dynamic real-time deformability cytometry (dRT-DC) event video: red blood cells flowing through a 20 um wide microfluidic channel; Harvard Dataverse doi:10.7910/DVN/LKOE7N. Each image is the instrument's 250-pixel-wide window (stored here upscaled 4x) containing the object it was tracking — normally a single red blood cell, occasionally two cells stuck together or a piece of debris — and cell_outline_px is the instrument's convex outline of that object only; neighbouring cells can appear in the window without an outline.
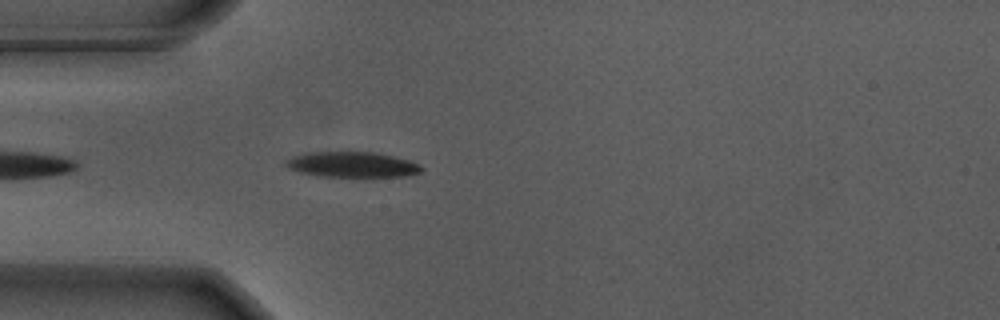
{"species": "Egyptian fruit bat (a non-hibernating species)", "species_latin": "Rousettus aegyptiacus", "temperature_condition": "warm", "stored_images_in_passage": 35, "camera_frame_rate_fps": 3000, "um_per_image_px": 0.085, "animal": {"sex": "male"}, "frame": {"image": 1, "passage_image": 4, "time_ms": 1.0, "image_size_px": [1000, 320], "cell_outline_px": [[424, 168], [420, 172], [404, 176], [320, 176], [300, 172], [288, 168], [284, 164], [284, 160], [292, 156], [304, 152], [372, 152], [392, 156], [408, 160]], "centroid_in_image_um": [29.85, 13.98], "position_along_channel_um": 55.2, "area_um2": 19.88}}
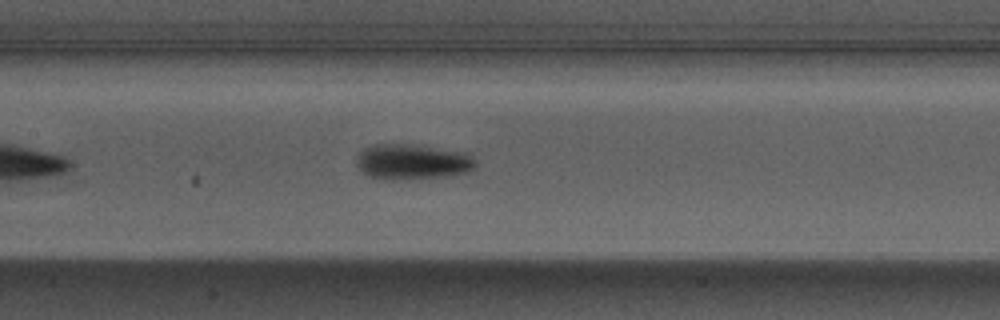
{"frame": {"image": 2, "passage_image": 14, "time_ms": 4.333, "image_size_px": [1000, 320], "cell_outline_px": [[476, 164], [468, 172], [444, 176], [396, 180], [380, 180], [368, 176], [356, 164], [356, 160], [360, 152], [364, 148], [376, 144], [400, 144], [460, 152], [476, 160]], "centroid_in_image_um": [34.96, 13.78], "position_along_channel_um": 172.4, "area_um2": 23.93}}
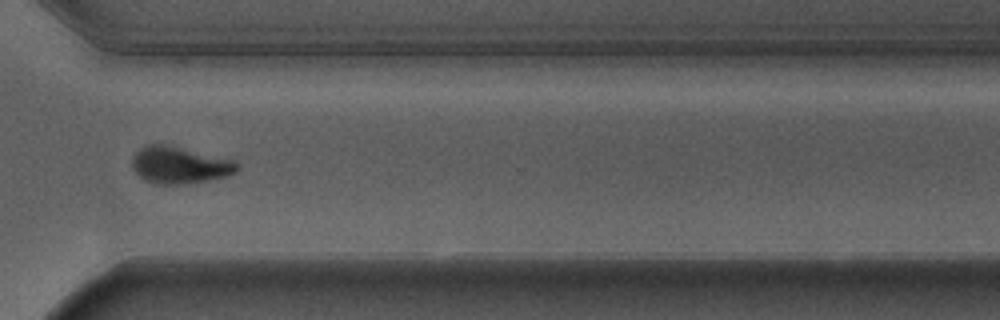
{"frame": {"image": 3, "passage_image": 29, "time_ms": 9.333, "image_size_px": [1000, 320], "cell_outline_px": [[240, 168], [236, 172], [228, 176], [208, 180], [184, 184], [156, 184], [144, 180], [132, 168], [132, 156], [140, 148], [148, 144], [164, 144], [232, 160]], "centroid_in_image_um": [15.23, 14.05], "position_along_channel_um": 355.4, "area_um2": 22.31}, "authors_computed_cell_mechanics": {"area_um2": 21.4438, "velocity_mm_per_s": 3.6604, "shape_relaxation_time_tau1_ms": 2.3752, "shape_relaxation_time_tau2_ms": 3.0742, "deformation_change_tau1": 0.1781, "deformation_change_tau2": 0.0855}}